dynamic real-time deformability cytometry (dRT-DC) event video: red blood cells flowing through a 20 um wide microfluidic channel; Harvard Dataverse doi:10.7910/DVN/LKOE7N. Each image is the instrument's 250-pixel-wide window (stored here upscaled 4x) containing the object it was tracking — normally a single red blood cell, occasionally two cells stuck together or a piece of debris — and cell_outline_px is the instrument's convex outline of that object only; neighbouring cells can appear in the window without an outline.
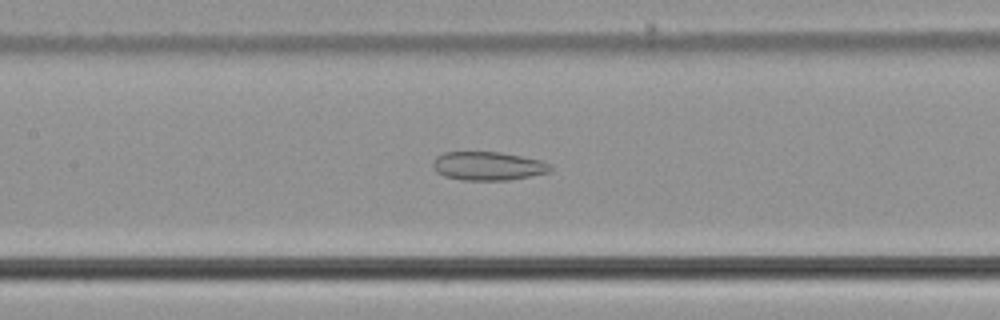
{"species": "common noctule bat (a hibernating species)", "species_latin": "Nyctalus noctula", "temperature_condition": "cold", "stored_images_in_passage": 40, "camera_frame_rate_fps": 3000, "um_per_image_px": 0.085, "animal": {"sex": "male", "body_mass_g": 21.5, "forearm_length_mm": 52.0}, "frame": {"image": 1, "passage_image": 17, "time_ms": 5.333, "image_size_px": [1000, 320], "cell_outline_px": [[552, 168], [548, 172], [512, 180], [464, 180], [444, 176], [436, 172], [432, 168], [432, 164], [436, 156], [444, 152], [500, 152], [540, 160], [548, 164]], "centroid_in_image_um": [41.43, 14.11], "position_along_channel_um": 166.0, "area_um2": 19.54}}
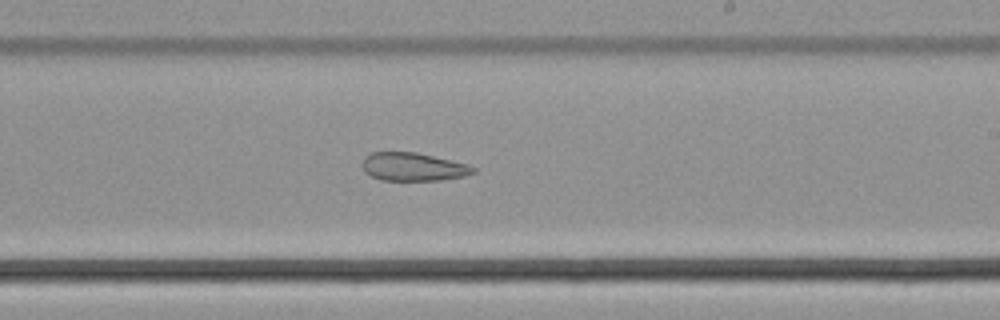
{"frame": {"image": 2, "passage_image": 24, "time_ms": 7.667, "image_size_px": [1000, 320], "cell_outline_px": [[476, 172], [464, 176], [444, 180], [380, 180], [364, 172], [364, 156], [372, 152], [416, 152], [468, 164], [476, 168]], "centroid_in_image_um": [35.14, 14.18], "position_along_channel_um": 253.9, "area_um2": 18.21}}
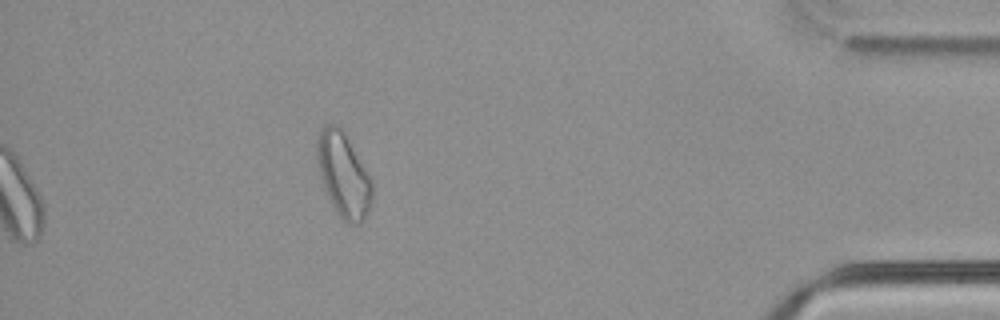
{"frame": {"image": 3, "passage_image": 40, "time_ms": 13.0, "image_size_px": [1000, 320], "cell_outline_px": [[372, 200], [360, 224], [348, 224], [340, 216], [332, 204], [324, 188], [320, 176], [316, 160], [316, 144], [320, 132], [328, 124], [336, 124], [348, 136], [372, 180]], "centroid_in_image_um": [29.19, 14.84], "position_along_channel_um": 406.0, "area_um2": 26.88}, "authors_computed_cell_mechanics": {"area_um2": 22.0507, "velocity_mm_per_s": 3.7823, "shape_relaxation_time_tau1_ms": null, "shape_relaxation_time_tau2_ms": 10.1279, "deformation_change_tau1": null, "deformation_change_tau2": 0.216}}